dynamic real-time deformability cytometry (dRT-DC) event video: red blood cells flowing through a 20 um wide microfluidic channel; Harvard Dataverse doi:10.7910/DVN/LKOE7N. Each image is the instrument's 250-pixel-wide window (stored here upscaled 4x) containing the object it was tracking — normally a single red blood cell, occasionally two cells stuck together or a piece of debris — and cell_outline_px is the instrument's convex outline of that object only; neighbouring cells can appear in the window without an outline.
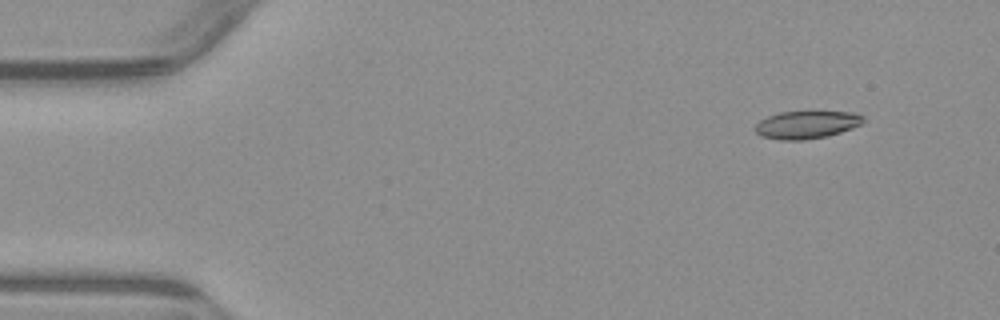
{"species": "common noctule bat (a hibernating species)", "species_latin": "Nyctalus noctula", "temperature_condition": "warm", "stored_images_in_passage": 4, "camera_frame_rate_fps": 3000, "um_per_image_px": 0.085, "animal": {"sex": "male", "body_mass_g": 23.1, "forearm_length_mm": 52.7}, "frame": {"image": 1, "passage_image": 2, "time_ms": 1.333, "image_size_px": [1000, 320], "cell_outline_px": [[864, 124], [828, 136], [804, 140], [780, 140], [760, 136], [756, 132], [756, 124], [760, 120], [768, 116], [780, 112], [852, 112], [864, 116]], "centroid_in_image_um": [68.58, 10.61], "position_along_channel_um": 16.4, "area_um2": 17.46}}
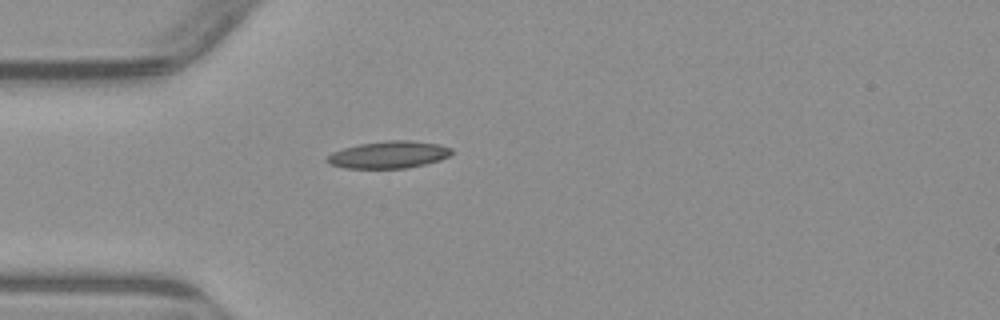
{"frame": {"image": 2, "passage_image": 4, "time_ms": 4.667, "image_size_px": [1000, 320], "cell_outline_px": [[452, 152], [448, 156], [440, 160], [408, 168], [344, 168], [328, 164], [324, 160], [332, 152], [344, 148], [360, 144], [388, 140], [412, 140], [440, 144], [452, 148]], "centroid_in_image_um": [33.03, 13.15], "position_along_channel_um": 52.0, "area_um2": 19.77}}